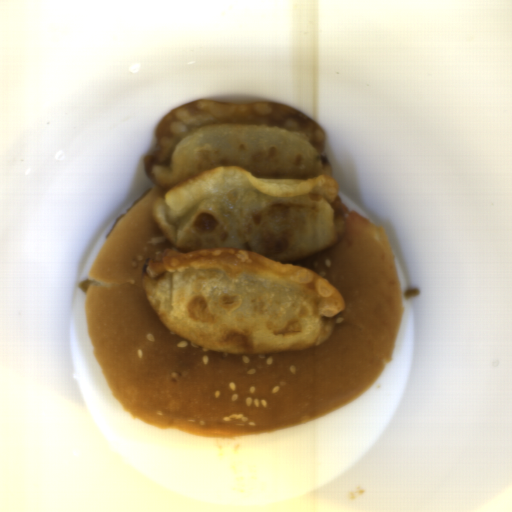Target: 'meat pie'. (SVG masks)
Segmentation results:
<instances>
[{"instance_id":"obj_2","label":"meat pie","mask_w":512,"mask_h":512,"mask_svg":"<svg viewBox=\"0 0 512 512\" xmlns=\"http://www.w3.org/2000/svg\"><path fill=\"white\" fill-rule=\"evenodd\" d=\"M421 291L419 287L413 286L411 288H407L404 292V298L405 300L411 299L415 295H420Z\"/></svg>"},{"instance_id":"obj_3","label":"meat pie","mask_w":512,"mask_h":512,"mask_svg":"<svg viewBox=\"0 0 512 512\" xmlns=\"http://www.w3.org/2000/svg\"><path fill=\"white\" fill-rule=\"evenodd\" d=\"M90 284H102V283H99V282H96V281H93V280H90V279H86V280H83V281H80L77 285L78 287L80 288V290L84 291L87 293L89 287H90Z\"/></svg>"},{"instance_id":"obj_1","label":"meat pie","mask_w":512,"mask_h":512,"mask_svg":"<svg viewBox=\"0 0 512 512\" xmlns=\"http://www.w3.org/2000/svg\"><path fill=\"white\" fill-rule=\"evenodd\" d=\"M152 189H153V188H152V186H151V187H149V188H147L143 193H141V194H140V195H139V196H138V197L133 201L132 205H131L128 209H126V210L124 211V213H123V214H121V215H119V216L117 217V219H116V220H115V222L113 223V225H112V227H111V229H110L109 233H108V234H106L105 239H107V238H108V236L110 235V233L113 231V229L115 228V226H116V225H117V224L122 220V218H123V217H124V216H125V215H126V214H127V213H128V212H129V211H130V210H131V209H132V208H133V207H134V206H135V205H136V204H137L141 199H142V198H143V197H145V196H146V195H147V194H148Z\"/></svg>"}]
</instances>
